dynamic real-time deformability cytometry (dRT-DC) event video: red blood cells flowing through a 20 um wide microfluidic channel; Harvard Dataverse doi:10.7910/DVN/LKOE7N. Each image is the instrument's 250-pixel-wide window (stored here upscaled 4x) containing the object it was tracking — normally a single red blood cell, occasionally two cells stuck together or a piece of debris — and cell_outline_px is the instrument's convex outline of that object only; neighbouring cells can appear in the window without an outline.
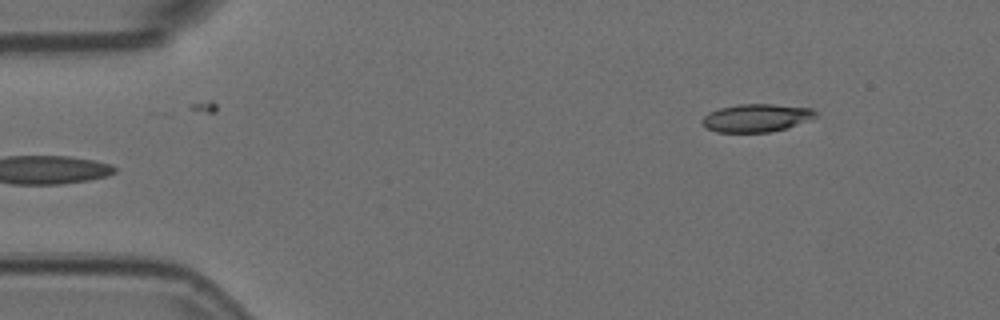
{"species": "Egyptian fruit bat (a non-hibernating species)", "species_latin": "Rousettus aegyptiacus", "temperature_condition": "room temperature", "stored_images_in_passage": 6, "camera_frame_rate_fps": 3000, "um_per_image_px": 0.085, "animal": {"sex": "female"}, "frame": {"image": 1, "passage_image": 6, "time_ms": 1.667, "image_size_px": [1000, 320], "cell_outline_px": [[816, 116], [812, 120], [784, 128], [768, 132], [716, 132], [708, 128], [700, 120], [708, 112], [720, 108], [740, 104], [772, 104], [812, 108], [816, 112]], "centroid_in_image_um": [64.3, 10.01], "position_along_channel_um": 20.7, "area_um2": 18.38}}